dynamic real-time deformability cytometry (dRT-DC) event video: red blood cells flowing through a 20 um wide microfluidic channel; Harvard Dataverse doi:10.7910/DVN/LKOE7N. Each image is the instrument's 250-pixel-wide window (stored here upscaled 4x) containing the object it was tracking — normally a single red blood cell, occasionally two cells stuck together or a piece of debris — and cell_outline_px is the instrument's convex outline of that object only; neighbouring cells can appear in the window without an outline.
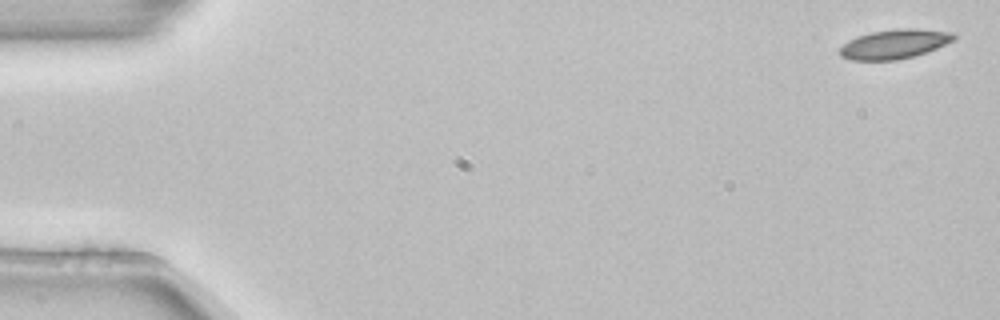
{"species": "common noctule bat (a hibernating species)", "species_latin": "Nyctalus noctula", "temperature_condition": "room temperature", "stored_images_in_passage": 5, "camera_frame_rate_fps": 3000, "um_per_image_px": 0.085, "animal": {"sex": "female", "body_mass_g": 22.7, "forearm_length_mm": 54.2}, "frame": {"image": 1, "passage_image": 1, "time_ms": 0.0, "image_size_px": [1000, 320], "cell_outline_px": [[956, 36], [952, 40], [936, 48], [912, 56], [896, 60], [852, 60], [840, 56], [840, 48], [848, 40], [872, 32], [900, 28], [916, 28], [956, 32]], "centroid_in_image_um": [76.04, 3.73], "position_along_channel_um": 9.0, "area_um2": 19.25}}
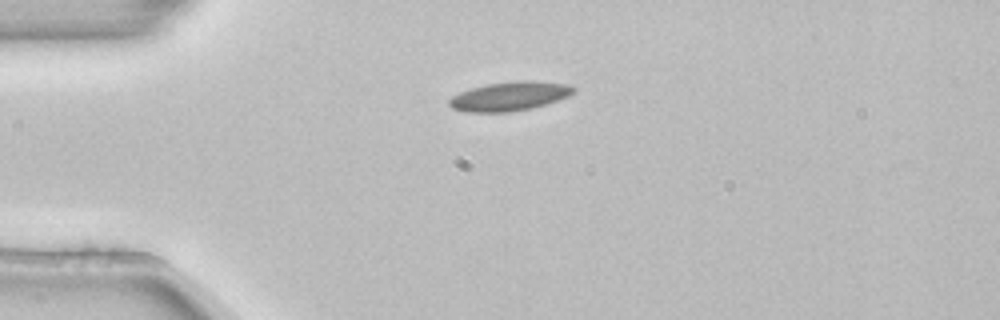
{"frame": {"image": 2, "passage_image": 4, "time_ms": 1.0, "image_size_px": [1000, 320], "cell_outline_px": [[576, 88], [568, 96], [532, 108], [508, 112], [464, 112], [452, 108], [448, 104], [448, 100], [452, 96], [460, 92], [472, 88], [488, 84], [516, 80], [532, 80], [572, 84]], "centroid_in_image_um": [43.31, 8.17], "position_along_channel_um": 41.7, "area_um2": 21.1}}
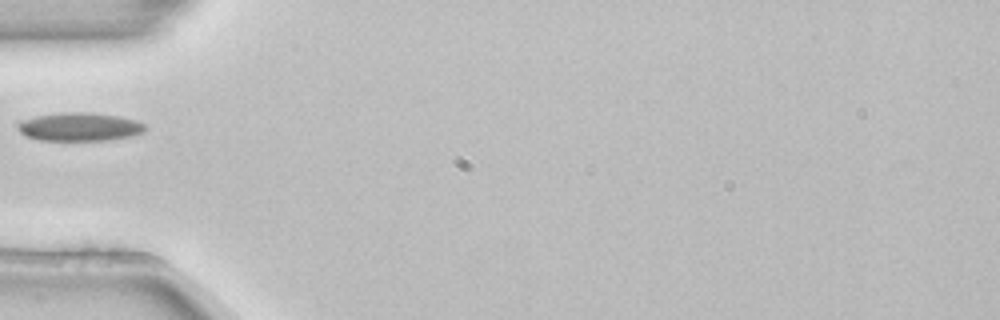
{"frame": {"image": 3, "passage_image": 5, "time_ms": 1.333, "image_size_px": [1000, 320], "cell_outline_px": [[148, 128], [144, 132], [128, 136], [108, 140], [40, 140], [24, 136], [20, 132], [20, 124], [24, 120], [36, 116], [64, 112], [88, 112], [120, 116], [136, 120], [144, 124]], "centroid_in_image_um": [6.81, 10.78], "position_along_channel_um": 78.2, "area_um2": 20.87}}